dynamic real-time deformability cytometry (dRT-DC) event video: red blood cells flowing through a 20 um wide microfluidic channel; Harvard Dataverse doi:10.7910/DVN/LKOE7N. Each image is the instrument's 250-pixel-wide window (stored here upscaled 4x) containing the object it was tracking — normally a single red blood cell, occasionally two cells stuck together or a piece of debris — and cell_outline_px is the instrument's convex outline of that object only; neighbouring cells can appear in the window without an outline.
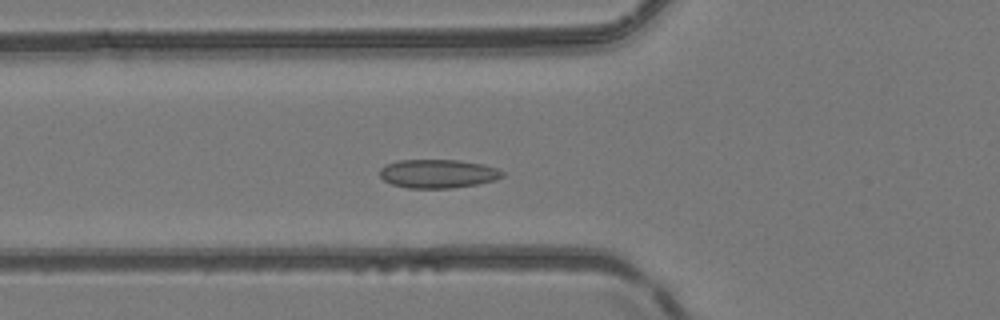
{"species": "common noctule bat (a hibernating species)", "species_latin": "Nyctalus noctula", "temperature_condition": "room temperature", "stored_images_in_passage": 41, "camera_frame_rate_fps": 3000, "um_per_image_px": 0.085, "animal": {"sex": "female", "body_mass_g": 24.6, "forearm_length_mm": 56.2}, "frame": {"image": 1, "passage_image": 14, "time_ms": 4.333, "image_size_px": [1000, 320], "cell_outline_px": [[504, 176], [496, 180], [476, 184], [448, 188], [408, 188], [392, 184], [384, 180], [380, 176], [380, 168], [384, 164], [400, 160], [460, 160], [480, 164], [496, 168], [504, 172]], "centroid_in_image_um": [37.2, 14.76], "position_along_channel_um": 88.6, "area_um2": 20.4}}
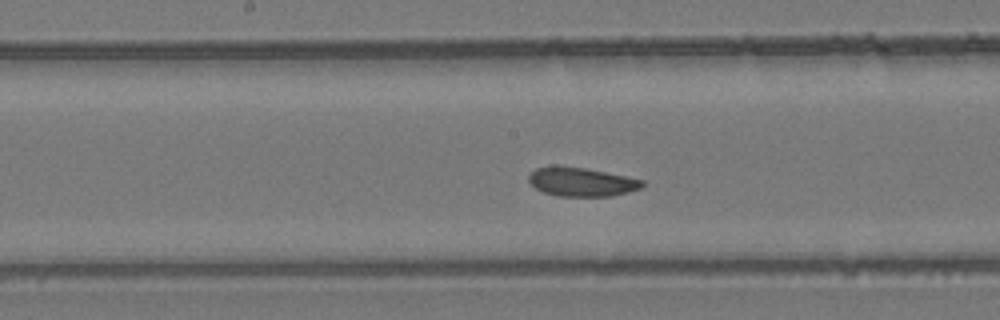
{"frame": {"image": 2, "passage_image": 22, "time_ms": 7.0, "image_size_px": [1000, 320], "cell_outline_px": [[644, 184], [640, 188], [628, 192], [612, 196], [556, 196], [544, 192], [536, 188], [528, 180], [528, 176], [536, 168], [552, 164], [556, 164], [584, 168], [644, 180]], "centroid_in_image_um": [49.38, 15.45], "position_along_channel_um": 198.8, "area_um2": 19.13}}
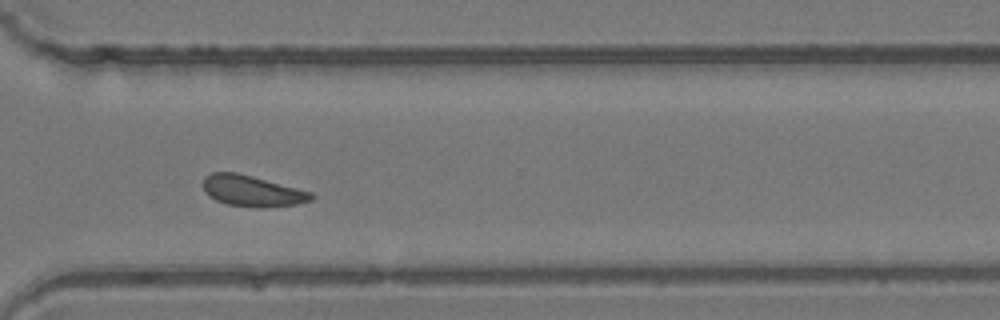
{"frame": {"image": 3, "passage_image": 33, "time_ms": 10.667, "image_size_px": [1000, 320], "cell_outline_px": [[316, 196], [312, 200], [296, 204], [260, 208], [256, 208], [228, 204], [216, 200], [208, 196], [204, 192], [204, 176], [212, 172], [236, 172], [252, 176], [312, 192]], "centroid_in_image_um": [21.43, 16.23], "position_along_channel_um": 349.2, "area_um2": 19.54}, "authors_computed_cell_mechanics": {"area_um2": 19.7676, "velocity_mm_per_s": 4.1102, "shape_relaxation_time_tau1_ms": null, "shape_relaxation_time_tau2_ms": 2.5214, "deformation_change_tau1": null, "deformation_change_tau2": 0.0845}}